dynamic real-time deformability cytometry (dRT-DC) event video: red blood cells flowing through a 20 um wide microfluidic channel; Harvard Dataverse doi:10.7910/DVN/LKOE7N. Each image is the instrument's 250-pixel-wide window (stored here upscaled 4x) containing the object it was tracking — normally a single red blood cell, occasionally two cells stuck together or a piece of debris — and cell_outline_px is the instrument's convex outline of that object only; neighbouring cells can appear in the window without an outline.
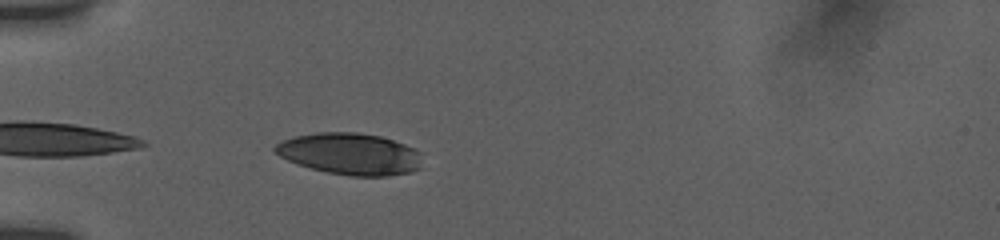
{"species": "human", "species_latin": "Homo sapiens", "temperature_condition": "room temperature", "stored_images_in_passage": 38, "camera_frame_rate_fps": 3000, "um_per_image_px": 0.085, "donor": {"sex": "female"}, "frame": {"image": 1, "passage_image": 3, "time_ms": 0.667, "image_size_px": [1000, 240], "cell_outline_px": [[420, 168], [412, 172], [388, 176], [352, 176], [328, 172], [296, 164], [280, 156], [272, 148], [280, 140], [296, 136], [316, 132], [356, 132], [380, 136], [404, 144], [412, 148], [416, 152]], "centroid_in_image_um": [29.69, 13.08], "position_along_channel_um": 55.3, "area_um2": 35.37}}
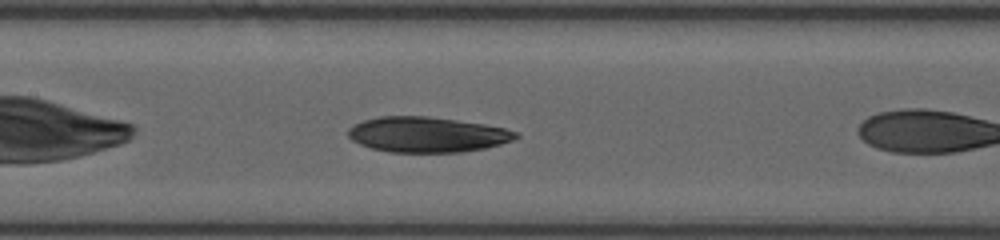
{"frame": {"image": 2, "passage_image": 10, "time_ms": 3.0, "image_size_px": [1000, 240], "cell_outline_px": [[520, 136], [512, 140], [500, 144], [484, 148], [460, 152], [388, 152], [372, 148], [360, 144], [352, 140], [348, 136], [348, 128], [352, 124], [364, 120], [380, 116], [428, 116], [484, 124], [504, 128], [516, 132]], "centroid_in_image_um": [36.27, 11.43], "position_along_channel_um": 171.1, "area_um2": 34.45}}
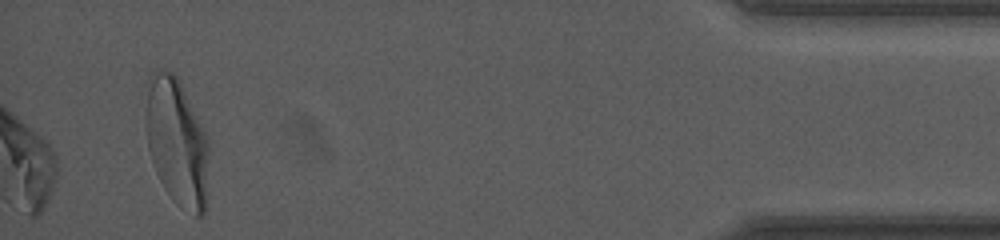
{"frame": {"image": 3, "passage_image": 38, "time_ms": 12.333, "image_size_px": [1000, 240], "cell_outline_px": [[208, 156], [204, 212], [200, 216], [196, 216], [180, 208], [172, 200], [164, 188], [156, 172], [148, 148], [144, 116], [148, 76], [156, 68], [172, 72], [176, 76], [208, 136]], "centroid_in_image_um": [14.99, 12.05], "position_along_channel_um": 420.2, "area_um2": 47.05}, "authors_computed_cell_mechanics": {"area_um2": 35.7204, "velocity_mm_per_s": 3.7903, "shape_relaxation_time_tau1_ms": null, "shape_relaxation_time_tau2_ms": 3.1278, "deformation_change_tau1": null, "deformation_change_tau2": 0.1}}